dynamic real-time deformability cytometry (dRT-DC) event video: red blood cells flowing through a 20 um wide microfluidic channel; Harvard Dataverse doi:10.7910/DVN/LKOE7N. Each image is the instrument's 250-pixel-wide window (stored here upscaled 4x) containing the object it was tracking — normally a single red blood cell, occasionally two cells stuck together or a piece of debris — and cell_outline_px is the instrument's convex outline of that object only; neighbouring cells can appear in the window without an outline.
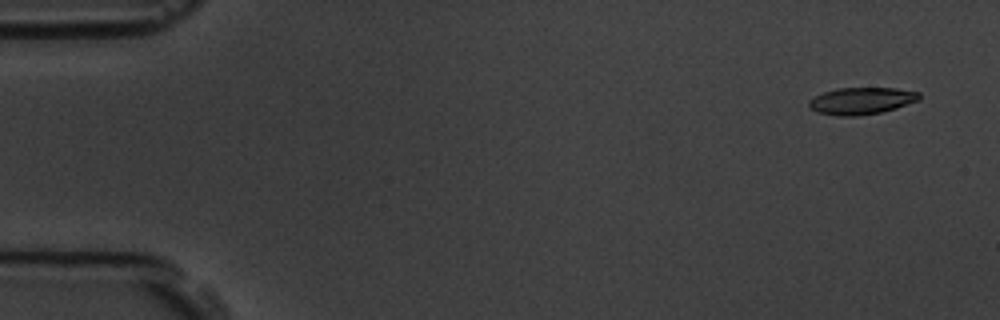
{"species": "common noctule bat (a hibernating species)", "species_latin": "Nyctalus noctula", "temperature_condition": "room temperature", "stored_images_in_passage": 6, "camera_frame_rate_fps": 3000, "um_per_image_px": 0.085, "animal": {"sex": "male", "body_mass_g": 19.5, "forearm_length_mm": 54.6}, "frame": {"image": 1, "passage_image": 1, "time_ms": 0.0, "image_size_px": [1000, 320], "cell_outline_px": [[920, 100], [896, 108], [880, 112], [856, 116], [840, 116], [816, 112], [808, 104], [808, 100], [824, 92], [836, 88], [896, 88], [920, 92]], "centroid_in_image_um": [73.24, 8.56], "position_along_channel_um": 11.8, "area_um2": 17.28}}
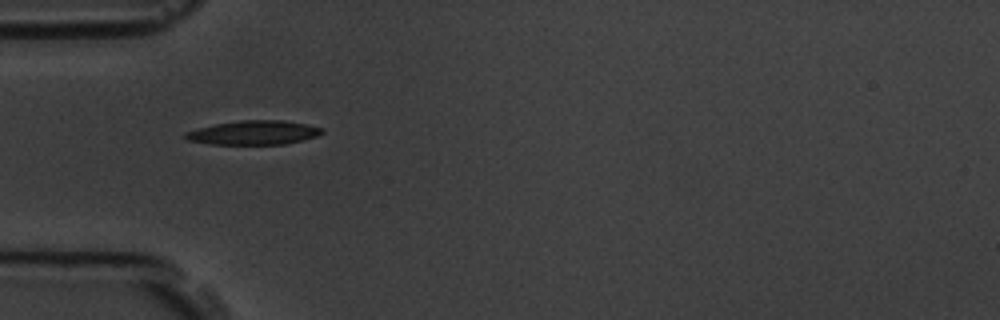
{"frame": {"image": 2, "passage_image": 5, "time_ms": 4.667, "image_size_px": [1000, 320], "cell_outline_px": [[324, 132], [316, 136], [284, 144], [212, 144], [188, 140], [180, 136], [184, 132], [196, 128], [216, 124], [240, 120], [284, 120], [308, 124], [324, 128]], "centroid_in_image_um": [21.53, 11.26], "position_along_channel_um": 63.5, "area_um2": 19.25}}
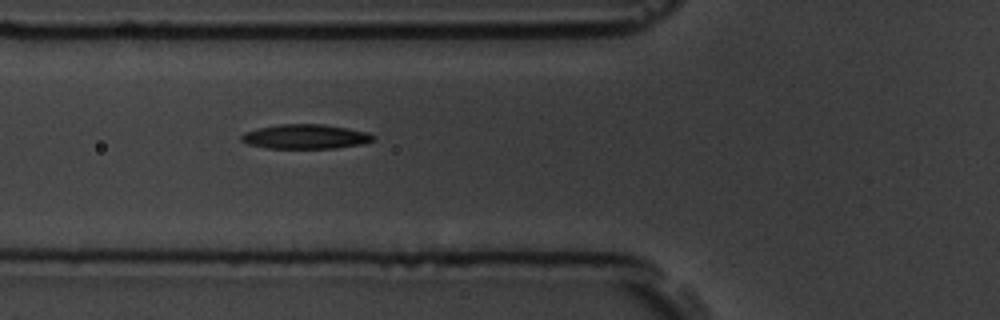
{"frame": {"image": 3, "passage_image": 6, "time_ms": 5.667, "image_size_px": [1000, 320], "cell_outline_px": [[376, 136], [372, 140], [360, 144], [336, 148], [268, 148], [248, 144], [240, 140], [240, 136], [244, 132], [260, 128], [280, 124], [324, 124], [348, 128], [368, 132]], "centroid_in_image_um": [25.96, 11.61], "position_along_channel_um": 99.8, "area_um2": 18.73}}